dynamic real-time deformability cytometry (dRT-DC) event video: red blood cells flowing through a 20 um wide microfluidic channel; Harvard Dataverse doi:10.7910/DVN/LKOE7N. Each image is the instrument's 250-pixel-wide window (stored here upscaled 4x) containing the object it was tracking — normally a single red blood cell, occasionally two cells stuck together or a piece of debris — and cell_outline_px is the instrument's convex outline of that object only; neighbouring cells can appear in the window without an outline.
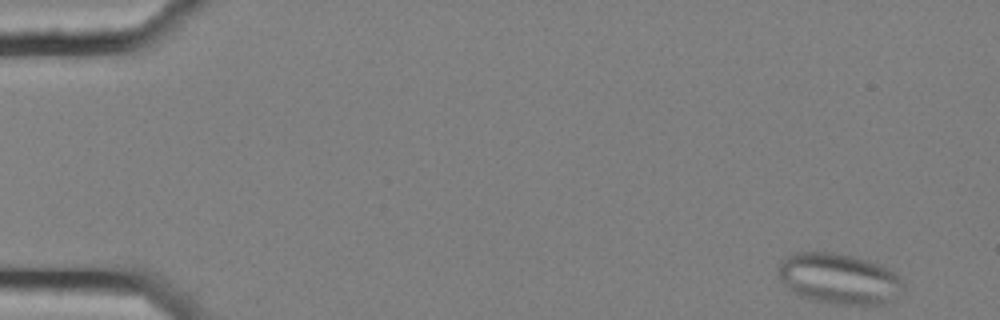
{"species": "common noctule bat (a hibernating species)", "species_latin": "Nyctalus noctula", "temperature_condition": "cold", "stored_images_in_passage": 55, "segment_of_instrument_passage": [1, 2], "camera_frame_rate_fps": 3000, "um_per_image_px": 0.085, "animal": {"sex": "female", "body_mass_g": 25.1}, "frame": {"image": 1, "passage_image": 1, "time_ms": 0.0, "image_size_px": [1000, 320], "cell_outline_px": [[904, 284], [896, 300], [884, 304], [832, 304], [812, 300], [800, 296], [788, 288], [780, 280], [776, 272], [780, 264], [788, 256], [796, 252], [832, 252], [852, 256], [876, 264], [900, 276]], "centroid_in_image_um": [71.3, 23.71], "position_along_channel_um": 13.7, "area_um2": 36.76}}